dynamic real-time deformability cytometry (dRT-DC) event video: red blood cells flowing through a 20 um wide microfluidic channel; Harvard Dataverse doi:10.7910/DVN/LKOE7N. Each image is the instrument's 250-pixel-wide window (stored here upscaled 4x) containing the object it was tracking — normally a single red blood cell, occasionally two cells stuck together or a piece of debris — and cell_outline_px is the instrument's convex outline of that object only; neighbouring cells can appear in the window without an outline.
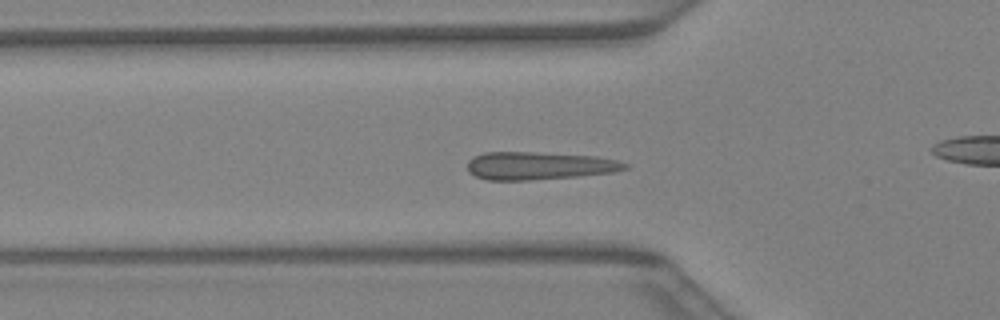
{"species": "Egyptian fruit bat (a non-hibernating species)", "species_latin": "Rousettus aegyptiacus", "temperature_condition": "warm", "stored_images_in_passage": 41, "camera_frame_rate_fps": 3000, "um_per_image_px": 0.085, "animal": {"sex": "female"}, "frame": {"image": 1, "passage_image": 13, "time_ms": 4.0, "image_size_px": [1000, 320], "cell_outline_px": [[628, 168], [612, 172], [576, 176], [528, 180], [488, 180], [476, 176], [468, 172], [468, 160], [472, 156], [484, 152], [532, 152], [596, 156], [616, 160], [628, 164]], "centroid_in_image_um": [45.77, 14.08], "position_along_channel_um": 80.0, "area_um2": 25.43}}
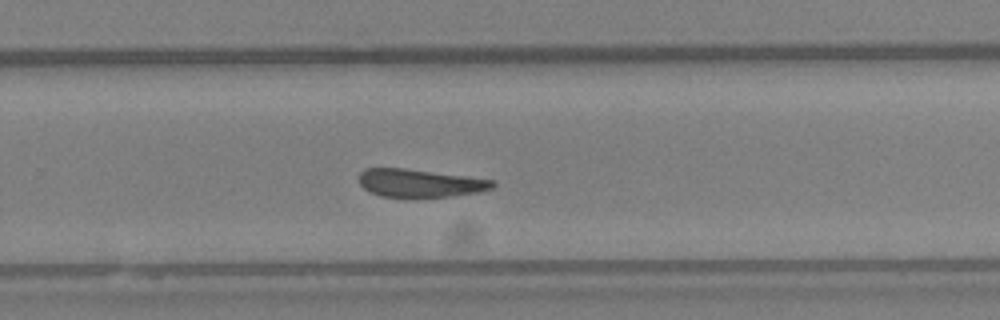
{"frame": {"image": 2, "passage_image": 26, "time_ms": 8.333, "image_size_px": [1000, 320], "cell_outline_px": [[496, 184], [492, 188], [480, 192], [452, 196], [416, 200], [412, 200], [380, 196], [368, 192], [360, 184], [360, 172], [364, 168], [404, 168], [496, 180]], "centroid_in_image_um": [35.68, 15.61], "position_along_channel_um": 294.1, "area_um2": 22.72}}
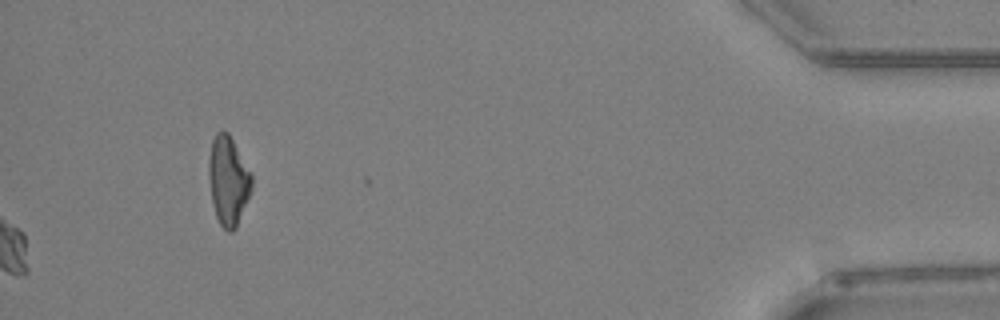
{"frame": {"image": 3, "passage_image": 41, "time_ms": 13.333, "image_size_px": [1000, 320], "cell_outline_px": [[252, 192], [236, 228], [232, 232], [228, 232], [220, 224], [216, 216], [212, 204], [208, 176], [208, 160], [212, 140], [216, 132], [224, 128], [228, 132], [252, 172]], "centroid_in_image_um": [19.41, 15.34], "position_along_channel_um": 415.8, "area_um2": 22.83}}